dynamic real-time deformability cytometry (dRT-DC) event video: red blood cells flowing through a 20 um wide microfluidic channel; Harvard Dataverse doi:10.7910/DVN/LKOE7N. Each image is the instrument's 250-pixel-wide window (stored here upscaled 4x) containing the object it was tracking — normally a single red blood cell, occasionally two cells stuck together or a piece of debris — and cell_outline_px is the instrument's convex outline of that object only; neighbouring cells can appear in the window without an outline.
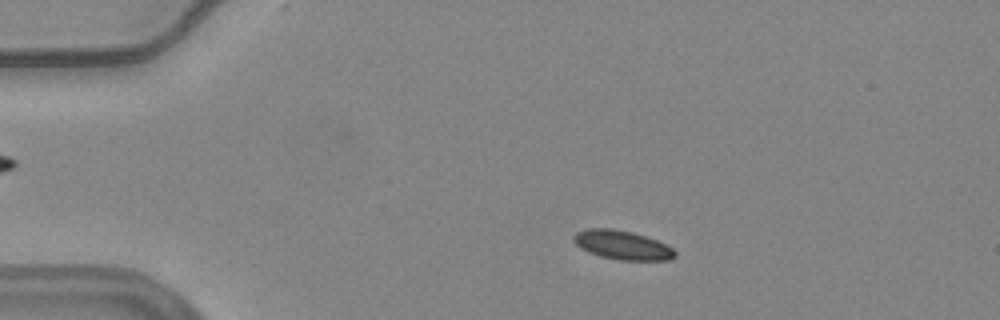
{"species": "common noctule bat (a hibernating species)", "species_latin": "Nyctalus noctula", "temperature_condition": "warm", "stored_images_in_passage": 51, "camera_frame_rate_fps": 3000, "um_per_image_px": 0.085, "animal": {"sex": "female", "body_mass_g": 24.6, "forearm_length_mm": 56.2}, "frame": {"image": 1, "passage_image": 10, "time_ms": 3.0, "image_size_px": [1000, 320], "cell_outline_px": [[676, 256], [668, 260], [620, 260], [600, 256], [588, 252], [580, 248], [572, 240], [572, 236], [576, 232], [584, 228], [612, 228], [632, 232], [656, 240], [672, 248], [676, 252]], "centroid_in_image_um": [52.84, 20.82], "position_along_channel_um": 32.2, "area_um2": 17.17}}
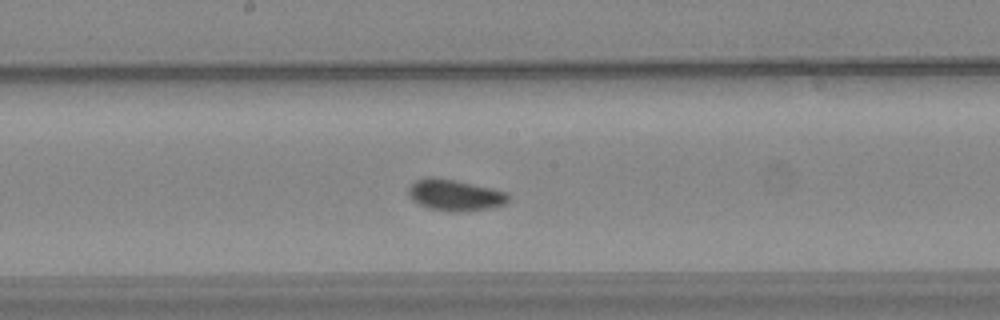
{"frame": {"image": 2, "passage_image": 29, "time_ms": 9.333, "image_size_px": [1000, 320], "cell_outline_px": [[508, 200], [504, 204], [488, 208], [468, 212], [452, 212], [428, 208], [412, 200], [408, 192], [408, 188], [416, 180], [428, 176], [432, 176], [456, 180], [504, 192], [508, 196]], "centroid_in_image_um": [38.61, 16.59], "position_along_channel_um": 209.6, "area_um2": 18.03}}
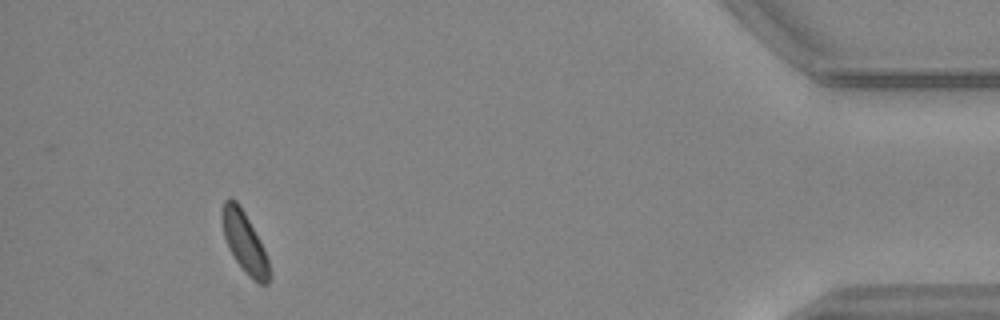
{"frame": {"image": 3, "passage_image": 51, "time_ms": 16.667, "image_size_px": [1000, 320], "cell_outline_px": [[268, 284], [260, 284], [252, 280], [244, 272], [228, 248], [224, 236], [224, 200], [228, 196], [236, 200], [240, 204], [260, 240], [264, 248], [268, 260]], "centroid_in_image_um": [20.8, 20.6], "position_along_channel_um": 414.4, "area_um2": 16.24}, "authors_computed_cell_mechanics": {"area_um2": 17.2244, "velocity_mm_per_s": 3.687, "shape_relaxation_time_tau1_ms": 3.4055, "shape_relaxation_time_tau2_ms": null, "deformation_change_tau1": 0.05, "deformation_change_tau2": null}}